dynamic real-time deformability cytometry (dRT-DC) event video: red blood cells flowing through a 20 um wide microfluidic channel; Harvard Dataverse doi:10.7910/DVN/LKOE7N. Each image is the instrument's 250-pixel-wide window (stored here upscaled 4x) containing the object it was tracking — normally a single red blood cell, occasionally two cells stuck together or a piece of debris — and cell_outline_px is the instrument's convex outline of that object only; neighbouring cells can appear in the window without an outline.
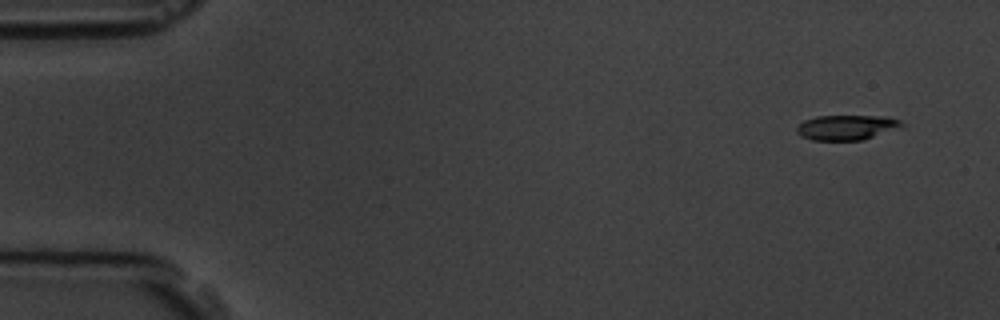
{"species": "common noctule bat (a hibernating species)", "species_latin": "Nyctalus noctula", "temperature_condition": "room temperature", "stored_images_in_passage": 6, "camera_frame_rate_fps": 3000, "um_per_image_px": 0.085, "animal": {"sex": "male", "body_mass_g": 19.5, "forearm_length_mm": 54.6}, "frame": {"image": 1, "passage_image": 1, "time_ms": 0.0, "image_size_px": [1000, 320], "cell_outline_px": [[904, 128], [864, 140], [812, 140], [800, 136], [796, 132], [796, 128], [804, 120], [816, 116], [888, 116], [900, 120], [904, 124]], "centroid_in_image_um": [72.03, 10.83], "position_along_channel_um": 13.0, "area_um2": 15.66}}
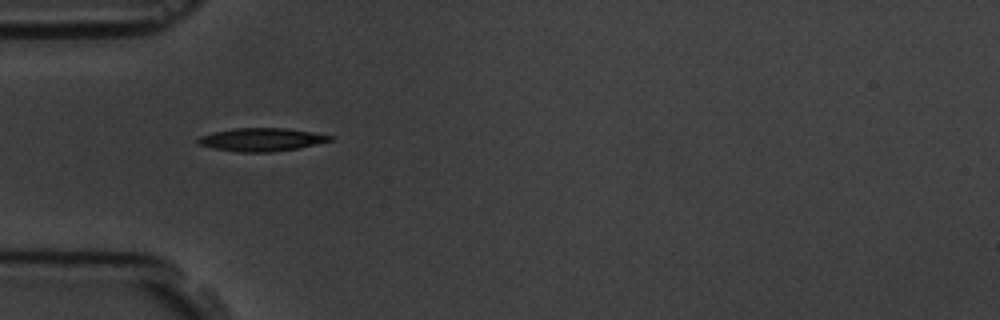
{"frame": {"image": 2, "passage_image": 5, "time_ms": 4.667, "image_size_px": [1000, 320], "cell_outline_px": [[332, 140], [316, 144], [296, 148], [272, 152], [240, 152], [212, 148], [196, 144], [196, 140], [200, 136], [212, 132], [232, 128], [288, 128], [312, 132], [332, 136]], "centroid_in_image_um": [22.16, 11.86], "position_along_channel_um": 62.8, "area_um2": 17.8}}
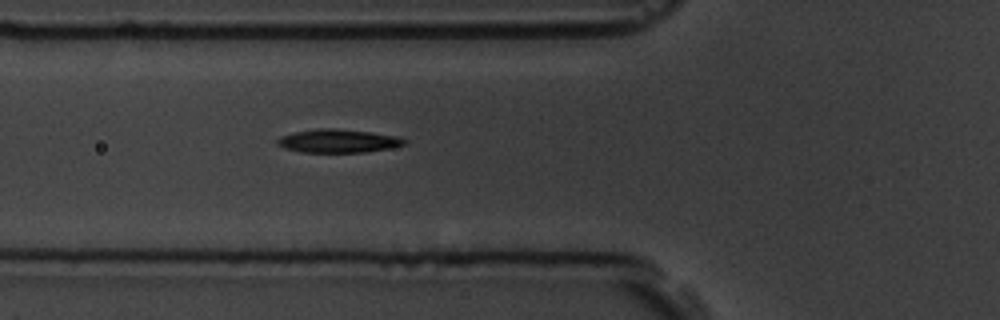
{"frame": {"image": 3, "passage_image": 6, "time_ms": 5.667, "image_size_px": [1000, 320], "cell_outline_px": [[408, 140], [404, 144], [388, 148], [364, 152], [300, 152], [284, 148], [276, 144], [276, 140], [280, 136], [292, 132], [316, 128], [336, 128], [372, 132], [400, 136]], "centroid_in_image_um": [28.71, 11.96], "position_along_channel_um": 97.1, "area_um2": 17.51}}